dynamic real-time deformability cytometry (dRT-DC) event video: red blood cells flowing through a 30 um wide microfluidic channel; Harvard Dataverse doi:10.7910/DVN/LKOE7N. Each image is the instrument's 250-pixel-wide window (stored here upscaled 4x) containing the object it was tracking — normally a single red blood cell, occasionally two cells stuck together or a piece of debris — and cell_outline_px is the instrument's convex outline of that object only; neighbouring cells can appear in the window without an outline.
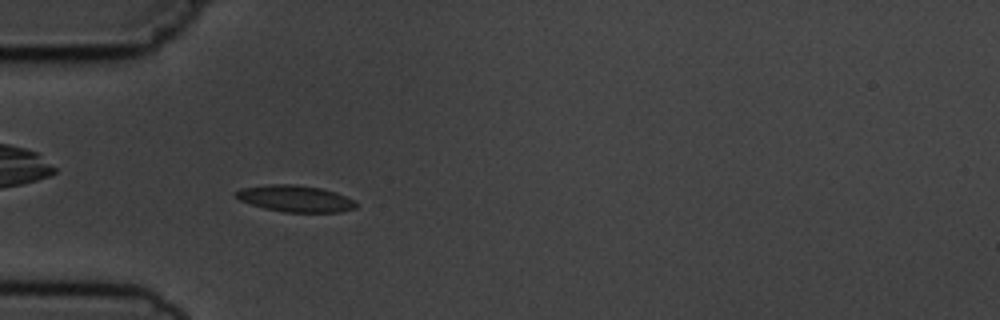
{"species": "common noctule bat (a hibernating species)", "species_latin": "Nyctalus noctula", "temperature_condition": "cold", "stored_images_in_passage": 4, "camera_frame_rate_fps": 3000, "um_per_image_px": 0.085, "animal": {"sex": "male", "body_mass_g": 19.5, "forearm_length_mm": 54.6}, "frame": {"image": 1, "passage_image": 3, "time_ms": 2.333, "image_size_px": [1000, 320], "cell_outline_px": [[356, 208], [340, 212], [284, 212], [264, 208], [240, 200], [232, 196], [232, 192], [240, 188], [264, 184], [296, 184], [320, 188], [336, 192], [352, 200], [356, 204]], "centroid_in_image_um": [25.02, 16.87], "position_along_channel_um": 60.0, "area_um2": 18.73}}
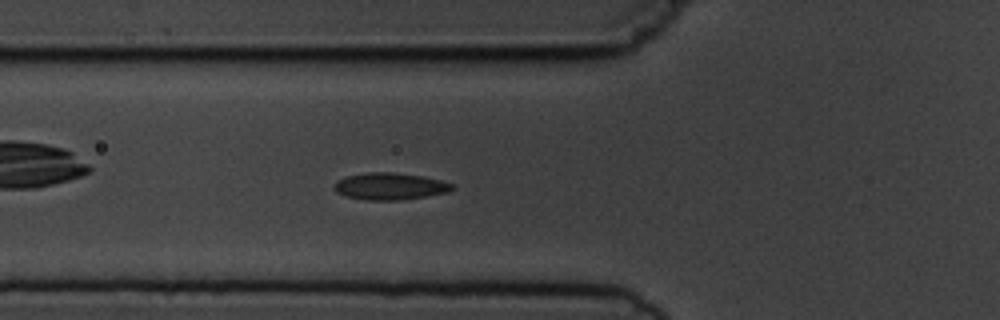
{"frame": {"image": 2, "passage_image": 4, "time_ms": 3.333, "image_size_px": [1000, 320], "cell_outline_px": [[456, 188], [448, 192], [428, 196], [404, 200], [364, 200], [348, 196], [336, 192], [332, 188], [332, 184], [336, 180], [344, 176], [368, 172], [392, 172], [424, 176], [440, 180], [452, 184]], "centroid_in_image_um": [33.12, 15.83], "position_along_channel_um": 92.7, "area_um2": 18.84}}